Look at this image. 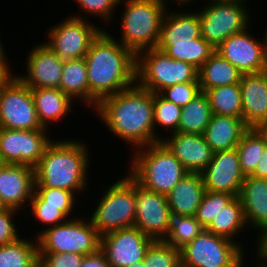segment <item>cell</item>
<instances>
[{"instance_id": "obj_1", "label": "cell", "mask_w": 267, "mask_h": 267, "mask_svg": "<svg viewBox=\"0 0 267 267\" xmlns=\"http://www.w3.org/2000/svg\"><path fill=\"white\" fill-rule=\"evenodd\" d=\"M154 93L135 83L117 94L101 100L96 116L109 132L135 149L160 142L155 137Z\"/></svg>"}, {"instance_id": "obj_2", "label": "cell", "mask_w": 267, "mask_h": 267, "mask_svg": "<svg viewBox=\"0 0 267 267\" xmlns=\"http://www.w3.org/2000/svg\"><path fill=\"white\" fill-rule=\"evenodd\" d=\"M103 30L92 42L85 58L89 85V108L106 97L136 83V55Z\"/></svg>"}, {"instance_id": "obj_3", "label": "cell", "mask_w": 267, "mask_h": 267, "mask_svg": "<svg viewBox=\"0 0 267 267\" xmlns=\"http://www.w3.org/2000/svg\"><path fill=\"white\" fill-rule=\"evenodd\" d=\"M78 140L53 138L34 167L35 187L64 189L76 195L88 189L91 155L87 144Z\"/></svg>"}, {"instance_id": "obj_4", "label": "cell", "mask_w": 267, "mask_h": 267, "mask_svg": "<svg viewBox=\"0 0 267 267\" xmlns=\"http://www.w3.org/2000/svg\"><path fill=\"white\" fill-rule=\"evenodd\" d=\"M127 173L144 188L168 195L189 172L160 141L132 151Z\"/></svg>"}, {"instance_id": "obj_5", "label": "cell", "mask_w": 267, "mask_h": 267, "mask_svg": "<svg viewBox=\"0 0 267 267\" xmlns=\"http://www.w3.org/2000/svg\"><path fill=\"white\" fill-rule=\"evenodd\" d=\"M123 8L119 41L135 55L156 48L163 17L169 8L163 0H120Z\"/></svg>"}, {"instance_id": "obj_6", "label": "cell", "mask_w": 267, "mask_h": 267, "mask_svg": "<svg viewBox=\"0 0 267 267\" xmlns=\"http://www.w3.org/2000/svg\"><path fill=\"white\" fill-rule=\"evenodd\" d=\"M118 178L101 194L89 220L100 236L134 227L136 181L129 175Z\"/></svg>"}, {"instance_id": "obj_7", "label": "cell", "mask_w": 267, "mask_h": 267, "mask_svg": "<svg viewBox=\"0 0 267 267\" xmlns=\"http://www.w3.org/2000/svg\"><path fill=\"white\" fill-rule=\"evenodd\" d=\"M199 82L198 69L192 64L174 60L157 48L136 55V83L152 93L178 83Z\"/></svg>"}, {"instance_id": "obj_8", "label": "cell", "mask_w": 267, "mask_h": 267, "mask_svg": "<svg viewBox=\"0 0 267 267\" xmlns=\"http://www.w3.org/2000/svg\"><path fill=\"white\" fill-rule=\"evenodd\" d=\"M75 217L57 226L40 230L34 238L38 252L76 253L88 255L100 248V238L92 223Z\"/></svg>"}, {"instance_id": "obj_9", "label": "cell", "mask_w": 267, "mask_h": 267, "mask_svg": "<svg viewBox=\"0 0 267 267\" xmlns=\"http://www.w3.org/2000/svg\"><path fill=\"white\" fill-rule=\"evenodd\" d=\"M245 254L237 243L204 229L180 249L181 267H245Z\"/></svg>"}, {"instance_id": "obj_10", "label": "cell", "mask_w": 267, "mask_h": 267, "mask_svg": "<svg viewBox=\"0 0 267 267\" xmlns=\"http://www.w3.org/2000/svg\"><path fill=\"white\" fill-rule=\"evenodd\" d=\"M246 2H207L198 9L201 36L214 48L225 39L245 31L252 22ZM251 20V21H250Z\"/></svg>"}, {"instance_id": "obj_11", "label": "cell", "mask_w": 267, "mask_h": 267, "mask_svg": "<svg viewBox=\"0 0 267 267\" xmlns=\"http://www.w3.org/2000/svg\"><path fill=\"white\" fill-rule=\"evenodd\" d=\"M94 23L68 15L47 30L48 39L44 43L64 62L84 58L92 42L104 30Z\"/></svg>"}, {"instance_id": "obj_12", "label": "cell", "mask_w": 267, "mask_h": 267, "mask_svg": "<svg viewBox=\"0 0 267 267\" xmlns=\"http://www.w3.org/2000/svg\"><path fill=\"white\" fill-rule=\"evenodd\" d=\"M0 128L35 130L38 121L31 88L15 74L0 87Z\"/></svg>"}, {"instance_id": "obj_13", "label": "cell", "mask_w": 267, "mask_h": 267, "mask_svg": "<svg viewBox=\"0 0 267 267\" xmlns=\"http://www.w3.org/2000/svg\"><path fill=\"white\" fill-rule=\"evenodd\" d=\"M249 31L250 27L231 35L216 47L215 51L242 74L264 72L267 70V32L263 33L264 38H257Z\"/></svg>"}, {"instance_id": "obj_14", "label": "cell", "mask_w": 267, "mask_h": 267, "mask_svg": "<svg viewBox=\"0 0 267 267\" xmlns=\"http://www.w3.org/2000/svg\"><path fill=\"white\" fill-rule=\"evenodd\" d=\"M48 130L44 127L35 130L0 128V154L4 162L34 168L53 139L47 134Z\"/></svg>"}, {"instance_id": "obj_15", "label": "cell", "mask_w": 267, "mask_h": 267, "mask_svg": "<svg viewBox=\"0 0 267 267\" xmlns=\"http://www.w3.org/2000/svg\"><path fill=\"white\" fill-rule=\"evenodd\" d=\"M153 241L137 227H130L101 236L100 249L104 252L110 267H128L144 259Z\"/></svg>"}, {"instance_id": "obj_16", "label": "cell", "mask_w": 267, "mask_h": 267, "mask_svg": "<svg viewBox=\"0 0 267 267\" xmlns=\"http://www.w3.org/2000/svg\"><path fill=\"white\" fill-rule=\"evenodd\" d=\"M170 212L166 195L148 190L136 182L134 227L154 241H164Z\"/></svg>"}, {"instance_id": "obj_17", "label": "cell", "mask_w": 267, "mask_h": 267, "mask_svg": "<svg viewBox=\"0 0 267 267\" xmlns=\"http://www.w3.org/2000/svg\"><path fill=\"white\" fill-rule=\"evenodd\" d=\"M207 191L240 195L245 175L241 171L236 148L216 151L206 169L201 173Z\"/></svg>"}, {"instance_id": "obj_18", "label": "cell", "mask_w": 267, "mask_h": 267, "mask_svg": "<svg viewBox=\"0 0 267 267\" xmlns=\"http://www.w3.org/2000/svg\"><path fill=\"white\" fill-rule=\"evenodd\" d=\"M31 48L25 58L26 73L15 75L31 89L59 88L64 61L44 42Z\"/></svg>"}, {"instance_id": "obj_19", "label": "cell", "mask_w": 267, "mask_h": 267, "mask_svg": "<svg viewBox=\"0 0 267 267\" xmlns=\"http://www.w3.org/2000/svg\"><path fill=\"white\" fill-rule=\"evenodd\" d=\"M34 191L33 167L24 164H5L0 168V200L6 208L21 212L25 206H29Z\"/></svg>"}, {"instance_id": "obj_20", "label": "cell", "mask_w": 267, "mask_h": 267, "mask_svg": "<svg viewBox=\"0 0 267 267\" xmlns=\"http://www.w3.org/2000/svg\"><path fill=\"white\" fill-rule=\"evenodd\" d=\"M162 142L189 173L201 174L214 155L203 134L176 132L165 136Z\"/></svg>"}, {"instance_id": "obj_21", "label": "cell", "mask_w": 267, "mask_h": 267, "mask_svg": "<svg viewBox=\"0 0 267 267\" xmlns=\"http://www.w3.org/2000/svg\"><path fill=\"white\" fill-rule=\"evenodd\" d=\"M239 85L245 124L249 128H267V70L242 74Z\"/></svg>"}, {"instance_id": "obj_22", "label": "cell", "mask_w": 267, "mask_h": 267, "mask_svg": "<svg viewBox=\"0 0 267 267\" xmlns=\"http://www.w3.org/2000/svg\"><path fill=\"white\" fill-rule=\"evenodd\" d=\"M239 198L247 228L255 229L258 237L267 229V179L246 176Z\"/></svg>"}, {"instance_id": "obj_23", "label": "cell", "mask_w": 267, "mask_h": 267, "mask_svg": "<svg viewBox=\"0 0 267 267\" xmlns=\"http://www.w3.org/2000/svg\"><path fill=\"white\" fill-rule=\"evenodd\" d=\"M36 114L42 127L50 130V123H60L64 117L73 113L72 100L59 88H32Z\"/></svg>"}, {"instance_id": "obj_24", "label": "cell", "mask_w": 267, "mask_h": 267, "mask_svg": "<svg viewBox=\"0 0 267 267\" xmlns=\"http://www.w3.org/2000/svg\"><path fill=\"white\" fill-rule=\"evenodd\" d=\"M248 129L241 118L212 114L203 136L214 152L231 150L236 148Z\"/></svg>"}, {"instance_id": "obj_25", "label": "cell", "mask_w": 267, "mask_h": 267, "mask_svg": "<svg viewBox=\"0 0 267 267\" xmlns=\"http://www.w3.org/2000/svg\"><path fill=\"white\" fill-rule=\"evenodd\" d=\"M167 9L161 24L158 42H192L201 37V23L198 11ZM177 11V12H176Z\"/></svg>"}, {"instance_id": "obj_26", "label": "cell", "mask_w": 267, "mask_h": 267, "mask_svg": "<svg viewBox=\"0 0 267 267\" xmlns=\"http://www.w3.org/2000/svg\"><path fill=\"white\" fill-rule=\"evenodd\" d=\"M206 192L200 173H189L167 195L171 212L195 216Z\"/></svg>"}, {"instance_id": "obj_27", "label": "cell", "mask_w": 267, "mask_h": 267, "mask_svg": "<svg viewBox=\"0 0 267 267\" xmlns=\"http://www.w3.org/2000/svg\"><path fill=\"white\" fill-rule=\"evenodd\" d=\"M241 76L242 73L216 51L198 69V81L202 92L219 86L237 84Z\"/></svg>"}, {"instance_id": "obj_28", "label": "cell", "mask_w": 267, "mask_h": 267, "mask_svg": "<svg viewBox=\"0 0 267 267\" xmlns=\"http://www.w3.org/2000/svg\"><path fill=\"white\" fill-rule=\"evenodd\" d=\"M246 227L242 203L239 196H237L216 214L206 230L217 236L227 238L237 243L242 249H246L245 244L242 245L243 242L238 241L240 240L241 232H244L245 229L249 231V228Z\"/></svg>"}, {"instance_id": "obj_29", "label": "cell", "mask_w": 267, "mask_h": 267, "mask_svg": "<svg viewBox=\"0 0 267 267\" xmlns=\"http://www.w3.org/2000/svg\"><path fill=\"white\" fill-rule=\"evenodd\" d=\"M156 48L174 60L192 64L199 69L215 52V48L202 36L192 42H158Z\"/></svg>"}, {"instance_id": "obj_30", "label": "cell", "mask_w": 267, "mask_h": 267, "mask_svg": "<svg viewBox=\"0 0 267 267\" xmlns=\"http://www.w3.org/2000/svg\"><path fill=\"white\" fill-rule=\"evenodd\" d=\"M59 89L74 102L84 101L89 107V85L85 58L65 61Z\"/></svg>"}, {"instance_id": "obj_31", "label": "cell", "mask_w": 267, "mask_h": 267, "mask_svg": "<svg viewBox=\"0 0 267 267\" xmlns=\"http://www.w3.org/2000/svg\"><path fill=\"white\" fill-rule=\"evenodd\" d=\"M267 146V128H249L236 146L241 171L246 176L253 174Z\"/></svg>"}, {"instance_id": "obj_32", "label": "cell", "mask_w": 267, "mask_h": 267, "mask_svg": "<svg viewBox=\"0 0 267 267\" xmlns=\"http://www.w3.org/2000/svg\"><path fill=\"white\" fill-rule=\"evenodd\" d=\"M25 238L0 246V267H39L37 240Z\"/></svg>"}, {"instance_id": "obj_33", "label": "cell", "mask_w": 267, "mask_h": 267, "mask_svg": "<svg viewBox=\"0 0 267 267\" xmlns=\"http://www.w3.org/2000/svg\"><path fill=\"white\" fill-rule=\"evenodd\" d=\"M211 116L212 111L208 97L201 91L192 101L182 107L177 132L203 134Z\"/></svg>"}, {"instance_id": "obj_34", "label": "cell", "mask_w": 267, "mask_h": 267, "mask_svg": "<svg viewBox=\"0 0 267 267\" xmlns=\"http://www.w3.org/2000/svg\"><path fill=\"white\" fill-rule=\"evenodd\" d=\"M209 100L212 114L243 119L241 88L239 83L219 86L204 92Z\"/></svg>"}, {"instance_id": "obj_35", "label": "cell", "mask_w": 267, "mask_h": 267, "mask_svg": "<svg viewBox=\"0 0 267 267\" xmlns=\"http://www.w3.org/2000/svg\"><path fill=\"white\" fill-rule=\"evenodd\" d=\"M204 229L195 216L170 212L164 241L180 250L192 242Z\"/></svg>"}, {"instance_id": "obj_36", "label": "cell", "mask_w": 267, "mask_h": 267, "mask_svg": "<svg viewBox=\"0 0 267 267\" xmlns=\"http://www.w3.org/2000/svg\"><path fill=\"white\" fill-rule=\"evenodd\" d=\"M182 107L165 99L160 93H154L153 113H154V131L155 137L162 141L164 136L157 128H162L167 132V136L178 131V124L181 117ZM159 125V127H158ZM166 128V129H164ZM156 129V130H155ZM167 130V131H165ZM158 132V133H157Z\"/></svg>"}, {"instance_id": "obj_37", "label": "cell", "mask_w": 267, "mask_h": 267, "mask_svg": "<svg viewBox=\"0 0 267 267\" xmlns=\"http://www.w3.org/2000/svg\"><path fill=\"white\" fill-rule=\"evenodd\" d=\"M143 260L146 267H181L180 250L162 240L151 243Z\"/></svg>"}, {"instance_id": "obj_38", "label": "cell", "mask_w": 267, "mask_h": 267, "mask_svg": "<svg viewBox=\"0 0 267 267\" xmlns=\"http://www.w3.org/2000/svg\"><path fill=\"white\" fill-rule=\"evenodd\" d=\"M35 192L44 200V206L60 207V211L68 219L77 217L71 215H74L73 211L77 207L74 205L78 203L77 197L80 195L69 190L50 187H35Z\"/></svg>"}, {"instance_id": "obj_39", "label": "cell", "mask_w": 267, "mask_h": 267, "mask_svg": "<svg viewBox=\"0 0 267 267\" xmlns=\"http://www.w3.org/2000/svg\"><path fill=\"white\" fill-rule=\"evenodd\" d=\"M235 198L232 194L205 192L202 202L197 208L195 218L206 229L218 212Z\"/></svg>"}, {"instance_id": "obj_40", "label": "cell", "mask_w": 267, "mask_h": 267, "mask_svg": "<svg viewBox=\"0 0 267 267\" xmlns=\"http://www.w3.org/2000/svg\"><path fill=\"white\" fill-rule=\"evenodd\" d=\"M73 1L76 2L78 7L80 8L78 12L81 11V13L83 14L81 15V13L79 12L78 15L77 14L78 12H76V14L74 15L71 12L70 16L88 20L89 18L97 17V19L100 20L102 19L101 22L103 21V23L112 24L111 20L112 18L113 20L115 18L114 17V13L116 12L115 8H117V6L119 5L120 0H73ZM86 13L92 17H88ZM83 15H85L86 18Z\"/></svg>"}, {"instance_id": "obj_41", "label": "cell", "mask_w": 267, "mask_h": 267, "mask_svg": "<svg viewBox=\"0 0 267 267\" xmlns=\"http://www.w3.org/2000/svg\"><path fill=\"white\" fill-rule=\"evenodd\" d=\"M29 212L33 215V219L46 228L57 226L64 223L68 218L60 211V207L44 206V200L34 191L29 203Z\"/></svg>"}, {"instance_id": "obj_42", "label": "cell", "mask_w": 267, "mask_h": 267, "mask_svg": "<svg viewBox=\"0 0 267 267\" xmlns=\"http://www.w3.org/2000/svg\"><path fill=\"white\" fill-rule=\"evenodd\" d=\"M200 92L199 82H187L166 87L160 94L168 101L183 107L192 101Z\"/></svg>"}, {"instance_id": "obj_43", "label": "cell", "mask_w": 267, "mask_h": 267, "mask_svg": "<svg viewBox=\"0 0 267 267\" xmlns=\"http://www.w3.org/2000/svg\"><path fill=\"white\" fill-rule=\"evenodd\" d=\"M85 255L39 252V267H80Z\"/></svg>"}, {"instance_id": "obj_44", "label": "cell", "mask_w": 267, "mask_h": 267, "mask_svg": "<svg viewBox=\"0 0 267 267\" xmlns=\"http://www.w3.org/2000/svg\"><path fill=\"white\" fill-rule=\"evenodd\" d=\"M19 213L22 212L11 208H6L0 212V246L11 243L21 237L19 236L21 231L17 228L18 222H15L14 218Z\"/></svg>"}, {"instance_id": "obj_45", "label": "cell", "mask_w": 267, "mask_h": 267, "mask_svg": "<svg viewBox=\"0 0 267 267\" xmlns=\"http://www.w3.org/2000/svg\"><path fill=\"white\" fill-rule=\"evenodd\" d=\"M80 267H110L104 252L99 248L92 254L85 255Z\"/></svg>"}, {"instance_id": "obj_46", "label": "cell", "mask_w": 267, "mask_h": 267, "mask_svg": "<svg viewBox=\"0 0 267 267\" xmlns=\"http://www.w3.org/2000/svg\"><path fill=\"white\" fill-rule=\"evenodd\" d=\"M254 258H267V229L256 238Z\"/></svg>"}, {"instance_id": "obj_47", "label": "cell", "mask_w": 267, "mask_h": 267, "mask_svg": "<svg viewBox=\"0 0 267 267\" xmlns=\"http://www.w3.org/2000/svg\"><path fill=\"white\" fill-rule=\"evenodd\" d=\"M251 176L267 179V146L259 160L256 169Z\"/></svg>"}, {"instance_id": "obj_48", "label": "cell", "mask_w": 267, "mask_h": 267, "mask_svg": "<svg viewBox=\"0 0 267 267\" xmlns=\"http://www.w3.org/2000/svg\"><path fill=\"white\" fill-rule=\"evenodd\" d=\"M11 62H0V87L15 73L10 68ZM12 73V74H11Z\"/></svg>"}, {"instance_id": "obj_49", "label": "cell", "mask_w": 267, "mask_h": 267, "mask_svg": "<svg viewBox=\"0 0 267 267\" xmlns=\"http://www.w3.org/2000/svg\"><path fill=\"white\" fill-rule=\"evenodd\" d=\"M165 3H168L169 1L168 0H163ZM197 2V0H171L170 2H173L174 3V5H176V4H178V5H176V6H179L180 5V10H181V7H183L184 5H186V6H188L187 4H189L190 5V3L192 2Z\"/></svg>"}, {"instance_id": "obj_50", "label": "cell", "mask_w": 267, "mask_h": 267, "mask_svg": "<svg viewBox=\"0 0 267 267\" xmlns=\"http://www.w3.org/2000/svg\"><path fill=\"white\" fill-rule=\"evenodd\" d=\"M3 41L0 39V62H9L8 58L9 56H7L8 54H6V51L4 50L5 48H3L4 44H2Z\"/></svg>"}, {"instance_id": "obj_51", "label": "cell", "mask_w": 267, "mask_h": 267, "mask_svg": "<svg viewBox=\"0 0 267 267\" xmlns=\"http://www.w3.org/2000/svg\"><path fill=\"white\" fill-rule=\"evenodd\" d=\"M254 261H257L255 267H267V258H256Z\"/></svg>"}, {"instance_id": "obj_52", "label": "cell", "mask_w": 267, "mask_h": 267, "mask_svg": "<svg viewBox=\"0 0 267 267\" xmlns=\"http://www.w3.org/2000/svg\"><path fill=\"white\" fill-rule=\"evenodd\" d=\"M205 2H247L248 0H204Z\"/></svg>"}, {"instance_id": "obj_53", "label": "cell", "mask_w": 267, "mask_h": 267, "mask_svg": "<svg viewBox=\"0 0 267 267\" xmlns=\"http://www.w3.org/2000/svg\"><path fill=\"white\" fill-rule=\"evenodd\" d=\"M128 267H146L144 260L140 261V262H136L135 264H131Z\"/></svg>"}, {"instance_id": "obj_54", "label": "cell", "mask_w": 267, "mask_h": 267, "mask_svg": "<svg viewBox=\"0 0 267 267\" xmlns=\"http://www.w3.org/2000/svg\"><path fill=\"white\" fill-rule=\"evenodd\" d=\"M6 163L4 162L1 154H0V168L3 167Z\"/></svg>"}, {"instance_id": "obj_55", "label": "cell", "mask_w": 267, "mask_h": 267, "mask_svg": "<svg viewBox=\"0 0 267 267\" xmlns=\"http://www.w3.org/2000/svg\"><path fill=\"white\" fill-rule=\"evenodd\" d=\"M6 207L3 205V203L0 200V212H2Z\"/></svg>"}]
</instances>
